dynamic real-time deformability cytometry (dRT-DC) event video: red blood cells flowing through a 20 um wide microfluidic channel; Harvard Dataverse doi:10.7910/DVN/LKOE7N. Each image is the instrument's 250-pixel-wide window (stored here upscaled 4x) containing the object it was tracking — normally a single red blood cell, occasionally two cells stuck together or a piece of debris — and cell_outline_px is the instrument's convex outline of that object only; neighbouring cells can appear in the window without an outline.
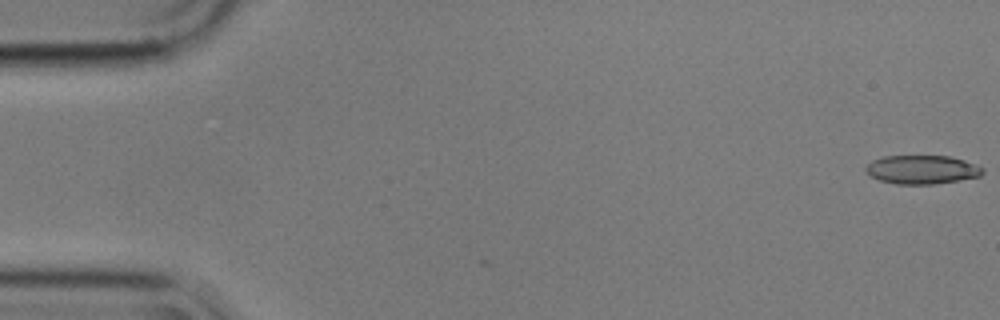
{"species": "common noctule bat (a hibernating species)", "species_latin": "Nyctalus noctula", "temperature_condition": "cold", "stored_images_in_passage": 56, "camera_frame_rate_fps": 3000, "um_per_image_px": 0.085, "animal": {"sex": "male", "body_mass_g": 17.9}, "frame": {"image": 1, "passage_image": 1, "time_ms": 0.0, "image_size_px": [1000, 320], "cell_outline_px": [[984, 172], [980, 176], [932, 184], [896, 184], [880, 180], [872, 176], [864, 168], [872, 160], [884, 156], [948, 156], [964, 160], [984, 168]], "centroid_in_image_um": [78.36, 14.41], "position_along_channel_um": 6.6, "area_um2": 19.31}}
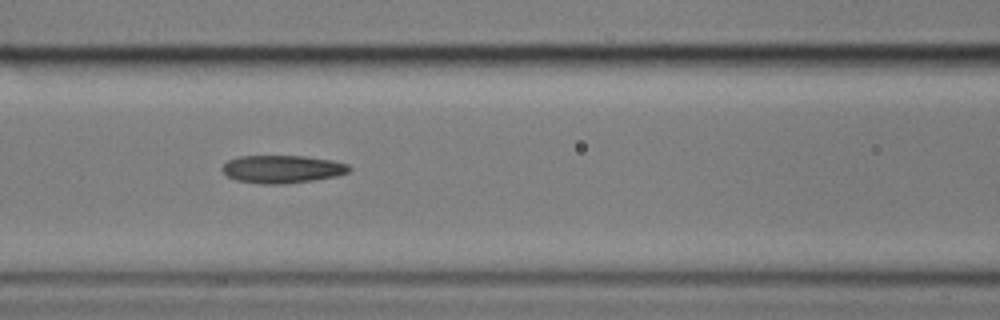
{"frame": {"image": 2, "passage_image": 24, "time_ms": 7.667, "image_size_px": [1000, 320], "cell_outline_px": [[352, 168], [348, 172], [336, 176], [312, 180], [284, 184], [260, 184], [236, 180], [228, 176], [220, 168], [228, 160], [240, 156], [304, 156], [332, 160], [348, 164]], "centroid_in_image_um": [23.98, 14.37], "position_along_channel_um": 142.6, "area_um2": 20.58}}
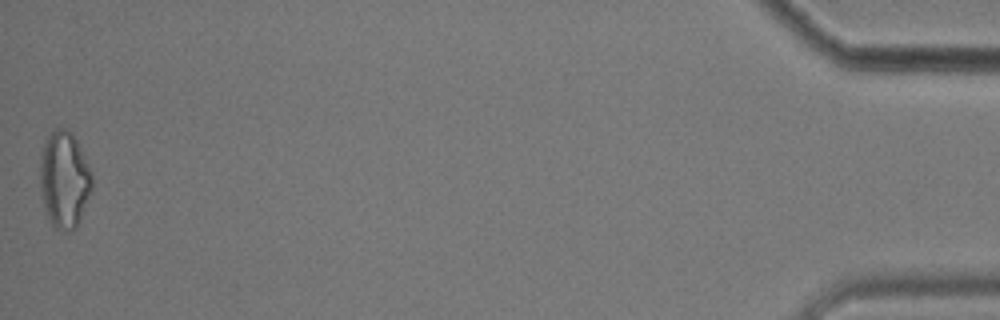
{"frame": {"image": 3, "passage_image": 56, "time_ms": 18.333, "image_size_px": [1000, 320], "cell_outline_px": [[92, 192], [80, 220], [76, 228], [68, 232], [60, 232], [52, 224], [48, 216], [40, 196], [40, 156], [44, 144], [48, 136], [56, 128], [68, 128], [72, 132], [80, 148], [92, 176]], "centroid_in_image_um": [5.46, 15.3], "position_along_channel_um": 429.7, "area_um2": 29.48}, "authors_computed_cell_mechanics": {"area_um2": 20.4034, "velocity_mm_per_s": 3.574, "shape_relaxation_time_tau1_ms": 7.6734, "shape_relaxation_time_tau2_ms": 2.95, "deformation_change_tau1": 0.2048, "deformation_change_tau2": 0.1322}}